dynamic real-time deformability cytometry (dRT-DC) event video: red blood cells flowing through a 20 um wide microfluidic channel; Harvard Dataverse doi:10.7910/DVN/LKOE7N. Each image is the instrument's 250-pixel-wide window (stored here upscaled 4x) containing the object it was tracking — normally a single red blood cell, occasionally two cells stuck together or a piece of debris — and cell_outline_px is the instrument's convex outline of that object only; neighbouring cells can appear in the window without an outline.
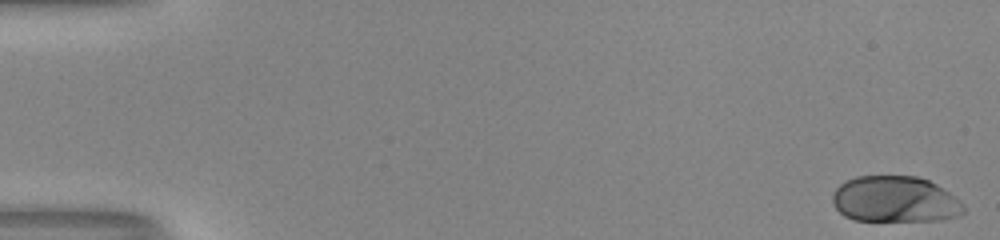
{"species": "human", "species_latin": "Homo sapiens", "temperature_condition": "room temperature", "stored_images_in_passage": 42, "camera_frame_rate_fps": 3000, "um_per_image_px": 0.085, "donor": {"sex": "male"}, "frame": {"image": 1, "passage_image": 1, "time_ms": 0.0, "image_size_px": [1000, 240], "cell_outline_px": [[964, 212], [960, 216], [940, 220], [856, 220], [844, 216], [832, 204], [832, 192], [840, 184], [856, 176], [916, 176], [928, 180], [936, 184], [960, 200], [964, 204]], "centroid_in_image_um": [76.07, 16.94], "position_along_channel_um": 8.9, "area_um2": 35.26}}